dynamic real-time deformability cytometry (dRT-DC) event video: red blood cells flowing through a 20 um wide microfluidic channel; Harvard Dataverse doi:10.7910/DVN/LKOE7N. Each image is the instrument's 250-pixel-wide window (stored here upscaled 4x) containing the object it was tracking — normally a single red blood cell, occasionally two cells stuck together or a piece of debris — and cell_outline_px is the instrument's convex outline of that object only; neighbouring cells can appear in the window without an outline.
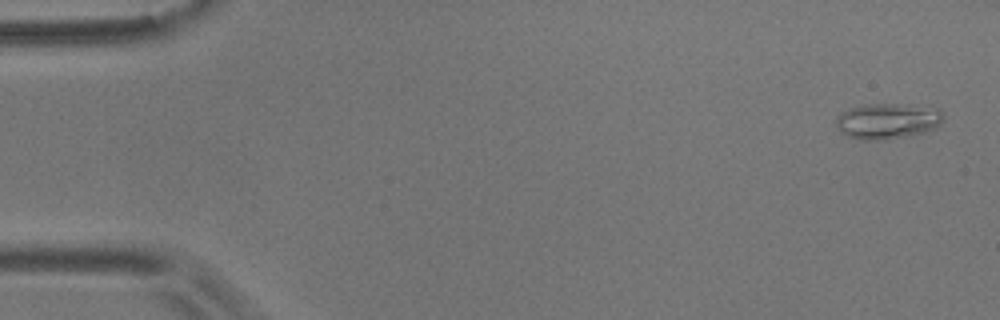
{"species": "common noctule bat (a hibernating species)", "species_latin": "Nyctalus noctula", "temperature_condition": "room temperature", "stored_images_in_passage": 6, "camera_frame_rate_fps": 3000, "um_per_image_px": 0.085, "animal": {"sex": "male", "body_mass_g": 17.9}, "frame": {"image": 1, "passage_image": 1, "time_ms": 0.0, "image_size_px": [1000, 320], "cell_outline_px": [[944, 120], [936, 128], [924, 132], [908, 136], [880, 140], [860, 140], [848, 136], [840, 132], [836, 124], [836, 116], [840, 112], [848, 108], [864, 104], [896, 104], [940, 108], [944, 116]], "centroid_in_image_um": [75.43, 10.28], "position_along_channel_um": 9.6, "area_um2": 22.6}}
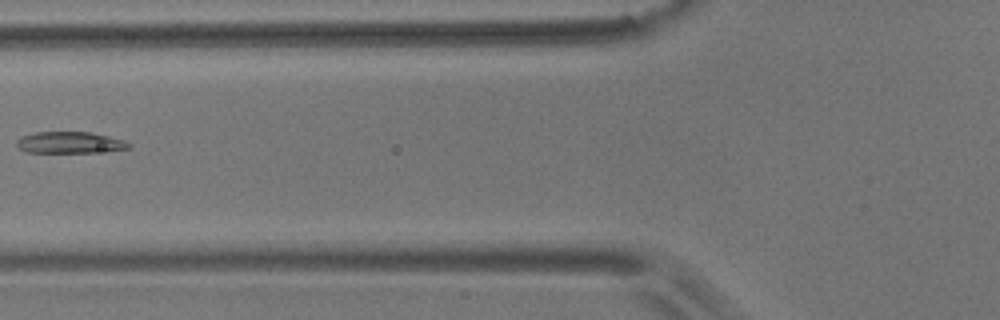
{"frame": {"image": 2, "passage_image": 6, "time_ms": 6.667, "image_size_px": [1000, 320], "cell_outline_px": [[132, 148], [92, 152], [24, 152], [16, 148], [16, 140], [20, 136], [36, 132], [88, 132], [108, 136], [124, 140], [132, 144]], "centroid_in_image_um": [5.88, 12.11], "position_along_channel_um": 119.9, "area_um2": 14.1}}